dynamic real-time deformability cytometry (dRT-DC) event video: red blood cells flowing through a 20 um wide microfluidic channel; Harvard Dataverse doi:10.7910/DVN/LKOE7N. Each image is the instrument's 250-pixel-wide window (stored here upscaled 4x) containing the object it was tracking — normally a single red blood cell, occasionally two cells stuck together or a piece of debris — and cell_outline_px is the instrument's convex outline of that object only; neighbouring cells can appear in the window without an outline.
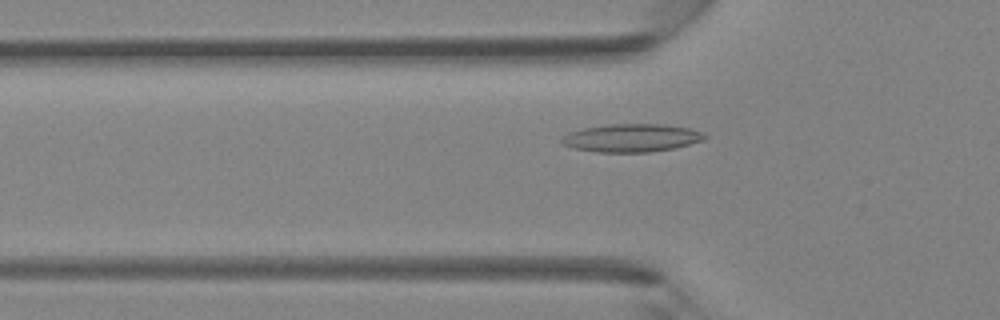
{"species": "Egyptian fruit bat (a non-hibernating species)", "species_latin": "Rousettus aegyptiacus", "temperature_condition": "room temperature", "stored_images_in_passage": 45, "camera_frame_rate_fps": 3000, "um_per_image_px": 0.085, "animal": {"sex": "female"}, "frame": {"image": 1, "passage_image": 15, "time_ms": 4.667, "image_size_px": [1000, 320], "cell_outline_px": [[708, 136], [704, 140], [672, 148], [648, 152], [596, 152], [572, 148], [564, 144], [560, 140], [568, 132], [584, 128], [608, 124], [664, 124], [688, 128], [700, 132]], "centroid_in_image_um": [53.65, 11.72], "position_along_channel_um": 72.2, "area_um2": 23.18}}
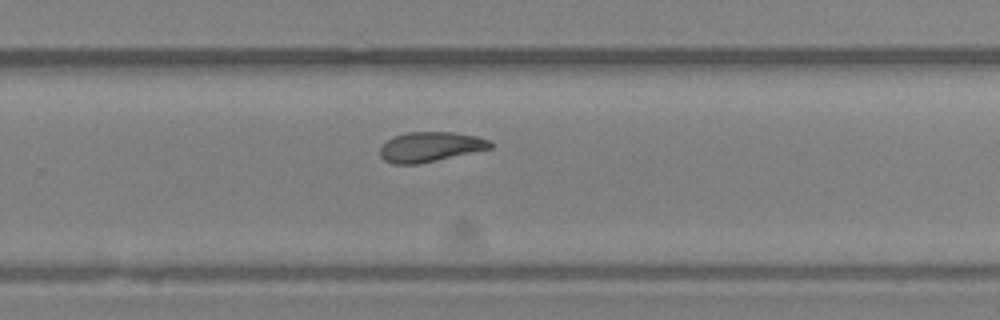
{"frame": {"image": 2, "passage_image": 30, "time_ms": 9.667, "image_size_px": [1000, 320], "cell_outline_px": [[492, 148], [436, 160], [416, 164], [392, 164], [384, 160], [380, 156], [380, 148], [388, 140], [396, 136], [408, 132], [452, 132], [476, 136], [488, 140], [492, 144]], "centroid_in_image_um": [36.56, 12.48], "position_along_channel_um": 293.2, "area_um2": 18.9}}
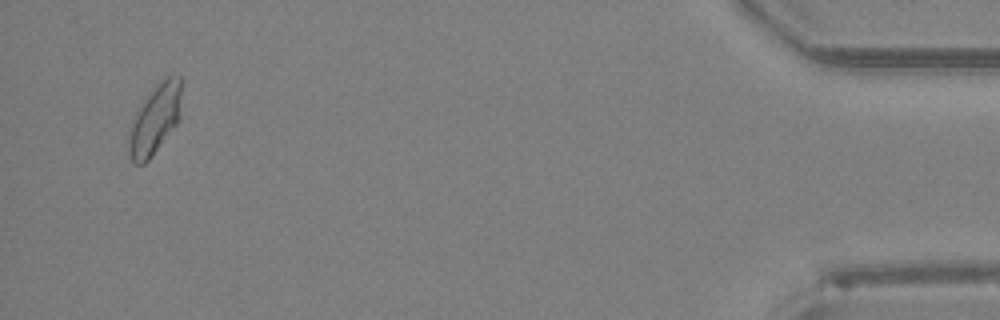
{"frame": {"image": 3, "passage_image": 44, "time_ms": 14.333, "image_size_px": [1000, 320], "cell_outline_px": [[184, 80], [180, 120], [152, 156], [144, 164], [132, 164], [128, 152], [128, 140], [132, 124], [136, 112], [140, 104], [160, 80], [168, 76], [180, 76]], "centroid_in_image_um": [13.23, 10.11], "position_along_channel_um": 422.0, "area_um2": 21.85}}